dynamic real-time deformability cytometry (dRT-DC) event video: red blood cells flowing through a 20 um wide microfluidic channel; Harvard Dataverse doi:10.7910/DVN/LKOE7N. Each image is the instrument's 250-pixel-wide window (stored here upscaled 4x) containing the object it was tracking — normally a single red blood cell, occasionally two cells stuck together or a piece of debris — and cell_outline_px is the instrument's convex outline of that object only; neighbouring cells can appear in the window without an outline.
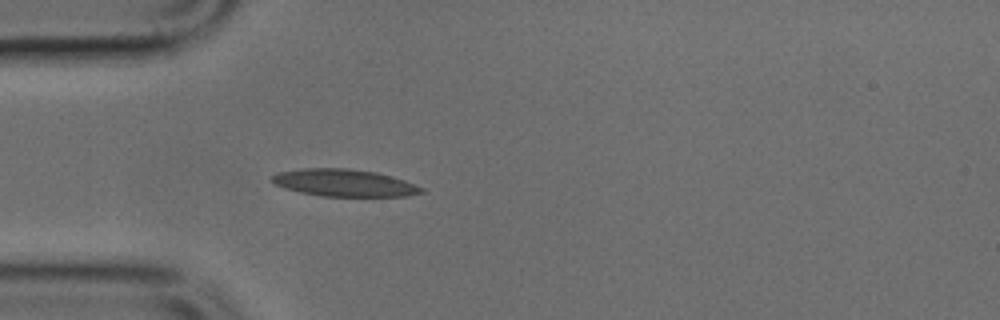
{"species": "common noctule bat (a hibernating species)", "species_latin": "Nyctalus noctula", "temperature_condition": "cold", "stored_images_in_passage": 4, "camera_frame_rate_fps": 3000, "um_per_image_px": 0.085, "animal": {"sex": "male", "body_mass_g": 17.9, "forearm_length_mm": 54.2}, "frame": {"image": 1, "passage_image": 4, "time_ms": 1.0, "image_size_px": [1000, 320], "cell_outline_px": [[424, 192], [408, 196], [320, 196], [300, 192], [284, 188], [276, 184], [272, 180], [272, 176], [276, 172], [300, 168], [344, 168], [376, 172], [404, 180], [424, 188]], "centroid_in_image_um": [29.24, 15.54], "position_along_channel_um": 55.8, "area_um2": 23.64}}